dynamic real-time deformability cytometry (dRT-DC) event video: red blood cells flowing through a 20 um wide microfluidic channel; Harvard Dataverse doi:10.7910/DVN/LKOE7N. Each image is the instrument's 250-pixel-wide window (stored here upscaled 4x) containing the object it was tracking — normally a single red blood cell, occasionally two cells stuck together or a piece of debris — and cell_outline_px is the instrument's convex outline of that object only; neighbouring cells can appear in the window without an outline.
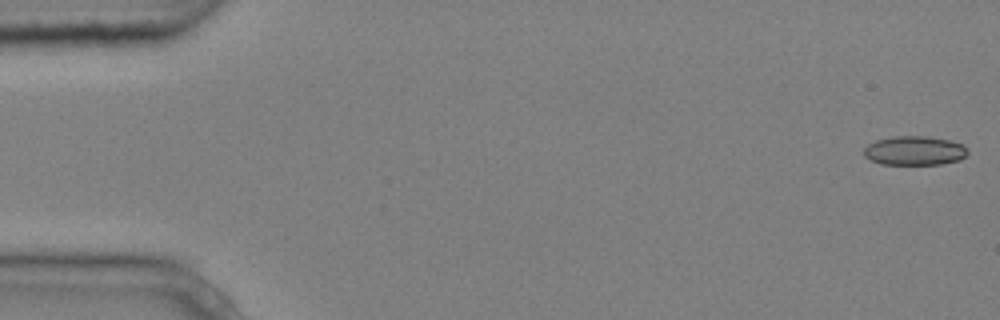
{"species": "common noctule bat (a hibernating species)", "species_latin": "Nyctalus noctula", "temperature_condition": "cold", "stored_images_in_passage": 4, "camera_frame_rate_fps": 3000, "um_per_image_px": 0.085, "animal": {"sex": "male", "body_mass_g": 20.4}, "frame": {"image": 1, "passage_image": 1, "time_ms": 0.0, "image_size_px": [1000, 320], "cell_outline_px": [[968, 152], [960, 160], [940, 164], [880, 164], [864, 156], [864, 148], [868, 144], [876, 140], [896, 136], [924, 136], [948, 140], [964, 144], [968, 148]], "centroid_in_image_um": [77.75, 12.8], "position_along_channel_um": 7.3, "area_um2": 17.57}}
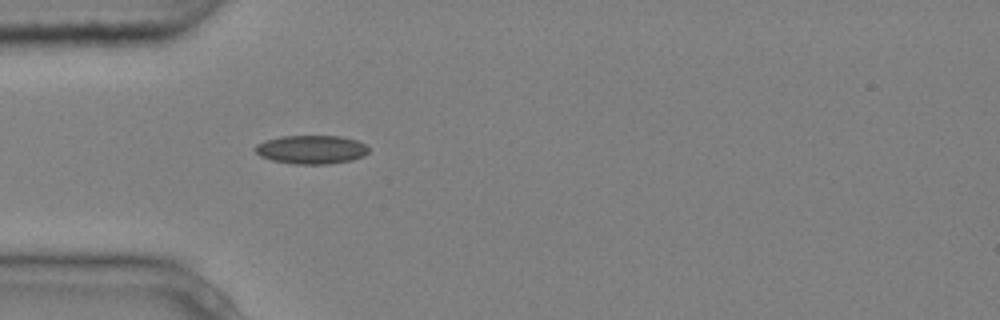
{"frame": {"image": 2, "passage_image": 4, "time_ms": 1.0, "image_size_px": [1000, 320], "cell_outline_px": [[368, 152], [364, 156], [352, 160], [328, 164], [296, 164], [272, 160], [260, 156], [252, 148], [256, 144], [280, 136], [340, 136], [356, 140], [364, 144], [368, 148]], "centroid_in_image_um": [26.45, 12.71], "position_along_channel_um": 58.5, "area_um2": 18.9}}